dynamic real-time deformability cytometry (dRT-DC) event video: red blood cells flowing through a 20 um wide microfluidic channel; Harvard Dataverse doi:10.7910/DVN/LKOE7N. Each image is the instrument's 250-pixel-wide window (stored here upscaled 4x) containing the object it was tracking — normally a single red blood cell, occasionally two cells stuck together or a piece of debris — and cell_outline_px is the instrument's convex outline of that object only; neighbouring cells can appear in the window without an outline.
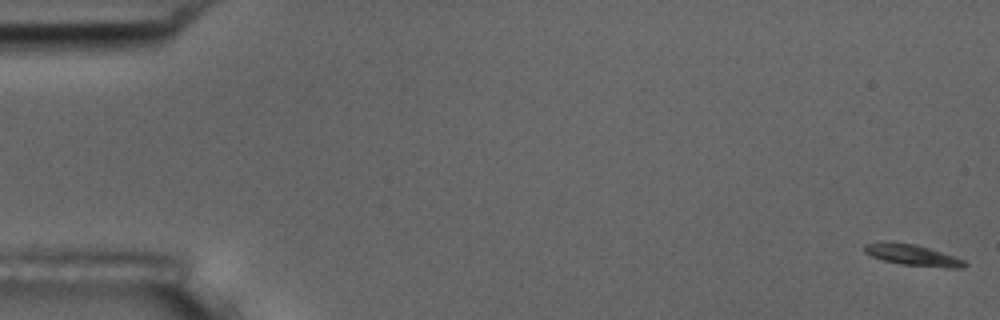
{"species": "common noctule bat (a hibernating species)", "species_latin": "Nyctalus noctula", "temperature_condition": "room temperature", "stored_images_in_passage": 9, "camera_frame_rate_fps": 3000, "um_per_image_px": 0.085, "animal": {"sex": "male", "body_mass_g": 17.5, "forearm_length_mm": 52.3}, "frame": {"image": 1, "passage_image": 1, "time_ms": 0.0, "image_size_px": [1000, 320], "cell_outline_px": [[968, 264], [964, 268], [944, 268], [900, 264], [884, 260], [872, 256], [864, 252], [864, 244], [880, 240], [888, 240], [916, 244], [964, 260]], "centroid_in_image_um": [77.51, 21.66], "position_along_channel_um": 7.5, "area_um2": 12.54}}
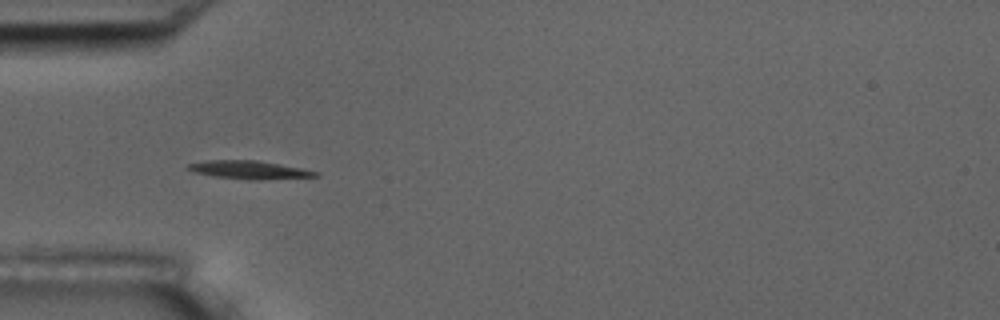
{"frame": {"image": 2, "passage_image": 6, "time_ms": 1.667, "image_size_px": [1000, 320], "cell_outline_px": [[320, 176], [256, 180], [248, 180], [212, 176], [192, 172], [184, 168], [188, 164], [204, 160], [256, 160], [300, 168], [320, 172]], "centroid_in_image_um": [21.11, 14.44], "position_along_channel_um": 63.9, "area_um2": 13.64}}
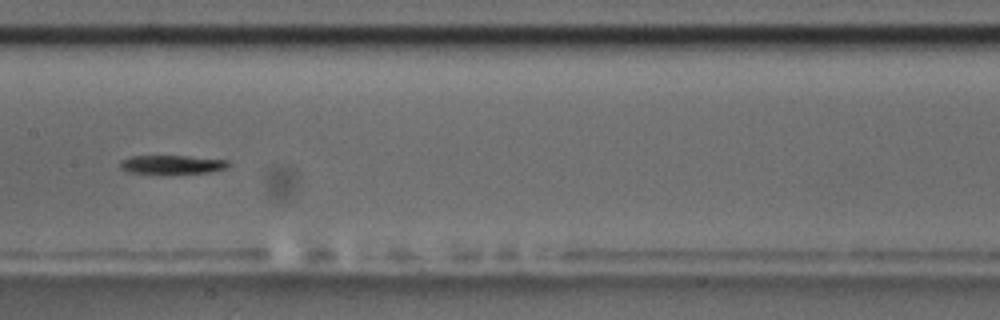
{"frame": {"image": 3, "passage_image": 9, "time_ms": 2.667, "image_size_px": [1000, 320], "cell_outline_px": [[232, 164], [228, 168], [208, 172], [132, 172], [120, 168], [120, 160], [132, 156], [188, 156], [228, 160]], "centroid_in_image_um": [14.69, 13.95], "position_along_channel_um": 192.7, "area_um2": 11.39}}